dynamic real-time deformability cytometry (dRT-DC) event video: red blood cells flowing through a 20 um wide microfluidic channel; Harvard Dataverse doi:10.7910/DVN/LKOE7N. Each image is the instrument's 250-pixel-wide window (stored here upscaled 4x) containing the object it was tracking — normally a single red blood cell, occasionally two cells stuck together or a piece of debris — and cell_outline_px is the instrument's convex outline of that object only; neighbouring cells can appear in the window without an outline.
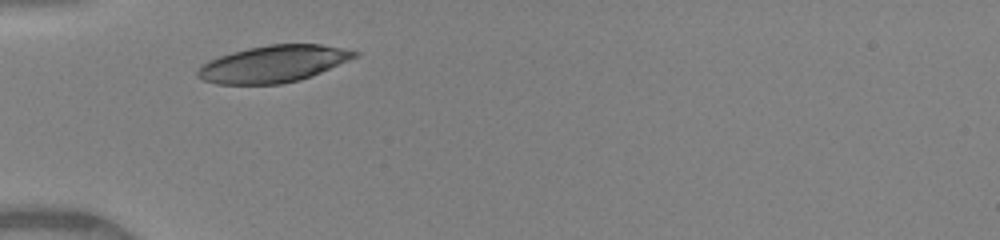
{"species": "human", "species_latin": "Homo sapiens", "temperature_condition": "warm", "stored_images_in_passage": 28, "camera_frame_rate_fps": 3000, "um_per_image_px": 0.085, "donor": {"sex": "female"}, "frame": {"image": 1, "passage_image": 1, "time_ms": 0.0, "image_size_px": [1000, 240], "cell_outline_px": [[360, 56], [300, 80], [280, 84], [216, 84], [204, 80], [196, 76], [196, 72], [204, 64], [220, 56], [232, 52], [248, 48], [268, 44], [320, 44], [360, 52]], "centroid_in_image_um": [23.26, 5.43], "position_along_channel_um": 61.7, "area_um2": 33.41}}
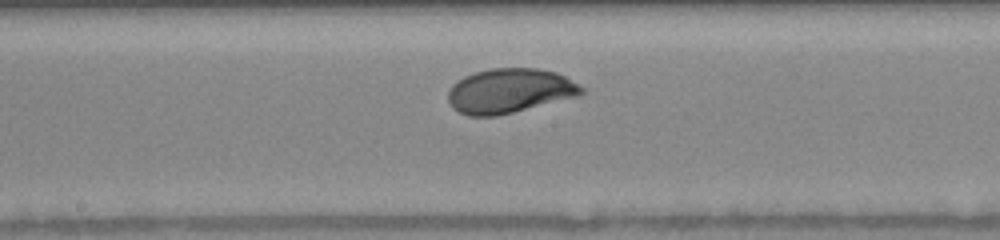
{"frame": {"image": 2, "passage_image": 12, "time_ms": 3.667, "image_size_px": [1000, 240], "cell_outline_px": [[588, 92], [580, 96], [496, 116], [468, 116], [452, 108], [448, 100], [448, 92], [452, 84], [464, 76], [476, 72], [492, 68], [536, 68], [556, 72], [564, 76], [584, 88]], "centroid_in_image_um": [43.33, 7.72], "position_along_channel_um": 204.9, "area_um2": 34.74}}
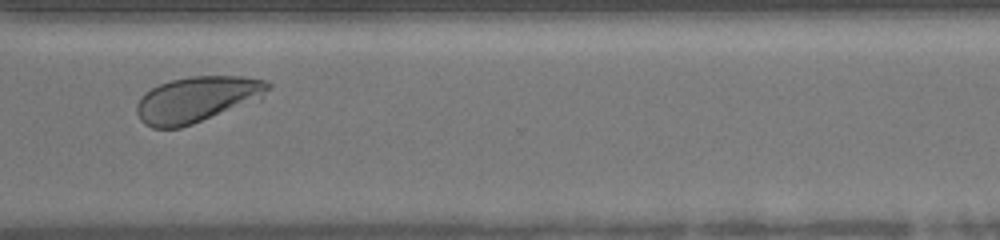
{"frame": {"image": 3, "passage_image": 23, "time_ms": 7.333, "image_size_px": [1000, 240], "cell_outline_px": [[272, 84], [260, 100], [192, 124], [180, 128], [152, 128], [144, 124], [140, 120], [136, 112], [136, 104], [140, 96], [144, 92], [160, 84], [172, 80], [192, 76], [244, 76], [268, 80]], "centroid_in_image_um": [16.76, 8.44], "position_along_channel_um": 353.8, "area_um2": 35.37}, "authors_computed_cell_mechanics": {"area_um2": 34.3332, "velocity_mm_per_s": 4.0595, "shape_relaxation_time_tau1_ms": 2.5257, "shape_relaxation_time_tau2_ms": null, "deformation_change_tau1": 0.1422, "deformation_change_tau2": null}}